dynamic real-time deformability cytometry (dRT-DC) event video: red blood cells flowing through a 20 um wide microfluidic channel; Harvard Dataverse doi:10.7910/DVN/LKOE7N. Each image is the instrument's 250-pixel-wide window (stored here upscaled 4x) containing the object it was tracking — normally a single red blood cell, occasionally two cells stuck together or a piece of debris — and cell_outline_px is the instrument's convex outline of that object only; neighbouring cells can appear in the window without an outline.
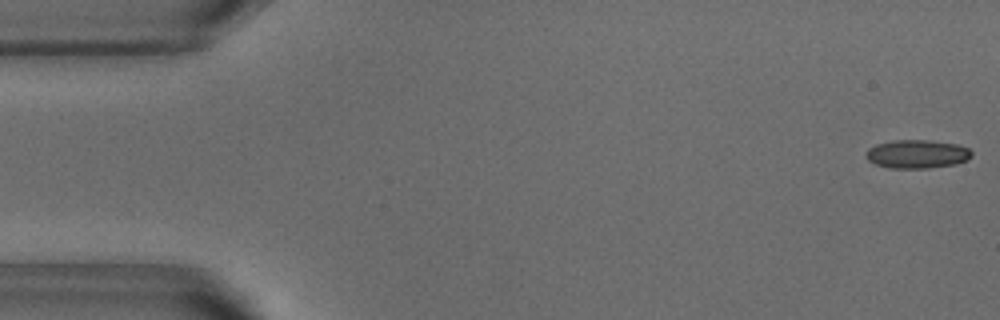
{"species": "common noctule bat (a hibernating species)", "species_latin": "Nyctalus noctula", "temperature_condition": "warm", "stored_images_in_passage": 52, "camera_frame_rate_fps": 3000, "um_per_image_px": 0.085, "animal": {"sex": "male", "body_mass_g": 18.8}, "frame": {"image": 1, "passage_image": 1, "time_ms": 0.0, "image_size_px": [1000, 320], "cell_outline_px": [[972, 156], [968, 160], [956, 164], [928, 168], [888, 168], [876, 164], [868, 160], [864, 156], [868, 148], [876, 144], [892, 140], [928, 140], [956, 144], [968, 148], [972, 152]], "centroid_in_image_um": [77.94, 13.09], "position_along_channel_um": 7.1, "area_um2": 17.69}}
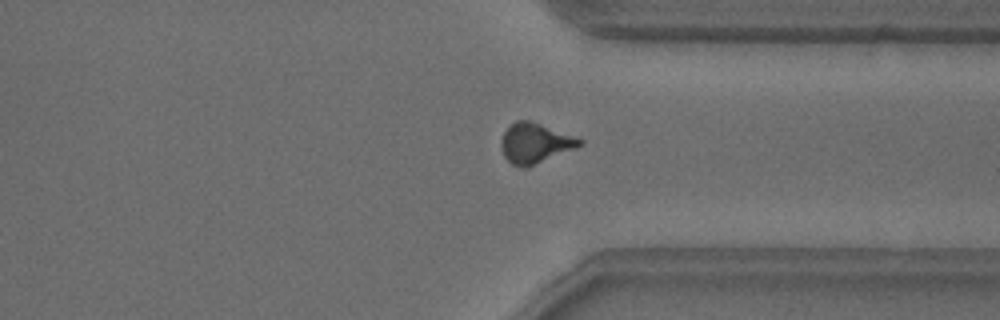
{"frame": {"image": 2, "passage_image": 39, "time_ms": 12.667, "image_size_px": [1000, 320], "cell_outline_px": [[584, 144], [524, 168], [512, 164], [504, 156], [500, 148], [500, 140], [504, 132], [516, 120], [528, 120], [540, 124], [584, 140]], "centroid_in_image_um": [45.44, 12.16], "position_along_channel_um": 366.0, "area_um2": 17.86}}
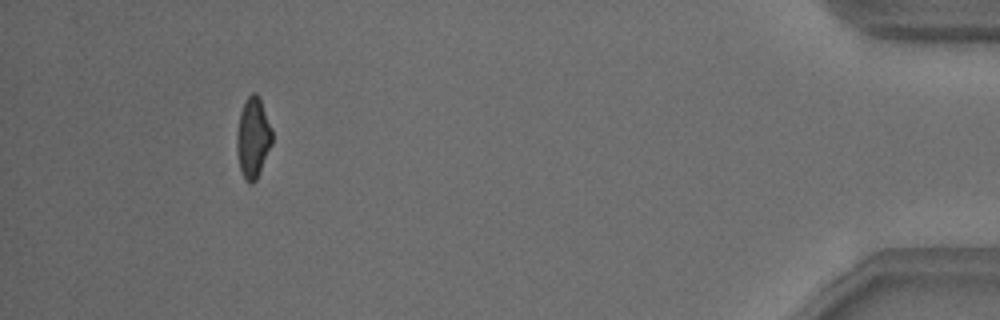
{"frame": {"image": 3, "passage_image": 48, "time_ms": 15.667, "image_size_px": [1000, 320], "cell_outline_px": [[272, 144], [260, 172], [256, 180], [252, 184], [248, 184], [244, 180], [240, 168], [236, 144], [236, 132], [240, 112], [244, 100], [252, 92], [256, 92], [260, 96], [272, 128]], "centroid_in_image_um": [21.51, 11.68], "position_along_channel_um": 413.7, "area_um2": 16.94}, "authors_computed_cell_mechanics": {"area_um2": 17.4556, "velocity_mm_per_s": 3.8358, "shape_relaxation_time_tau1_ms": 3.9161, "shape_relaxation_time_tau2_ms": 0.9811, "deformation_change_tau1": 0.1344, "deformation_change_tau2": 0.0749}}